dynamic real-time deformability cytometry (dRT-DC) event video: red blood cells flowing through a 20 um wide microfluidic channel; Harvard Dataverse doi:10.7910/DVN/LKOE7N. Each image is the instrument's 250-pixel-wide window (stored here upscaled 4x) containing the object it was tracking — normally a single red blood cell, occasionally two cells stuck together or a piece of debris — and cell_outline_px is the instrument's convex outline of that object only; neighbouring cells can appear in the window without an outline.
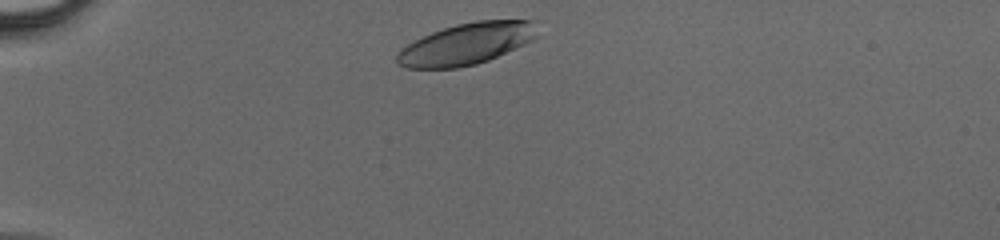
{"species": "human", "species_latin": "Homo sapiens", "temperature_condition": "cold", "stored_images_in_passage": 29, "camera_frame_rate_fps": 3000, "um_per_image_px": 0.085, "donor": {"sex": "male"}, "frame": {"image": 1, "passage_image": 1, "time_ms": 0.0, "image_size_px": [1000, 240], "cell_outline_px": [[540, 36], [524, 44], [488, 60], [476, 64], [460, 68], [408, 68], [396, 64], [396, 56], [408, 44], [432, 32], [456, 24], [476, 20], [536, 20]], "centroid_in_image_um": [39.71, 3.72], "position_along_channel_um": 45.3, "area_um2": 33.99}}
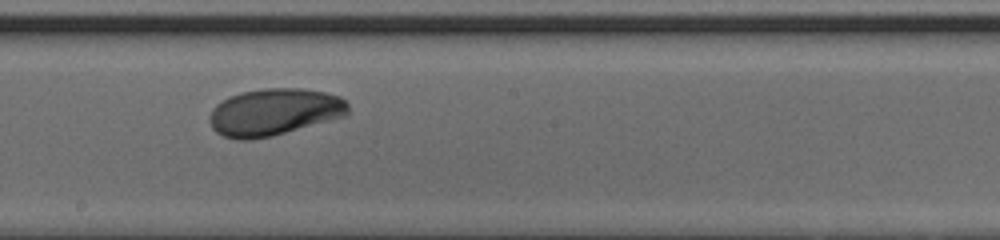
{"frame": {"image": 2, "passage_image": 16, "time_ms": 5.0, "image_size_px": [1000, 240], "cell_outline_px": [[348, 116], [272, 136], [252, 140], [236, 140], [224, 136], [216, 132], [212, 128], [212, 108], [216, 104], [228, 96], [240, 92], [264, 88], [300, 88], [324, 92], [340, 96], [348, 104]], "centroid_in_image_um": [23.33, 9.52], "position_along_channel_um": 224.9, "area_um2": 38.15}}
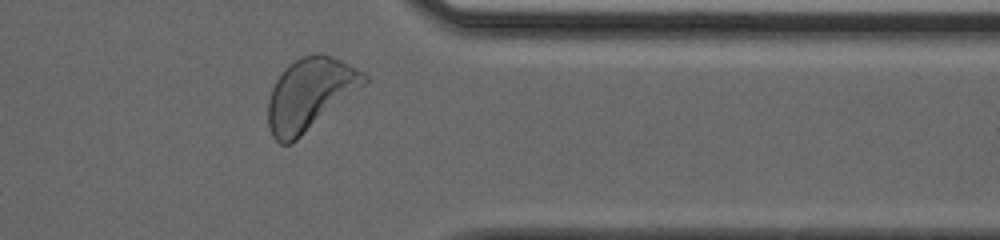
{"frame": {"image": 3, "passage_image": 27, "time_ms": 8.667, "image_size_px": [1000, 240], "cell_outline_px": [[368, 80], [364, 84], [292, 144], [280, 144], [272, 136], [268, 128], [268, 100], [272, 88], [276, 80], [288, 64], [304, 56], [332, 56], [364, 72], [368, 76]], "centroid_in_image_um": [26.29, 8.05], "position_along_channel_um": 385.1, "area_um2": 39.48}}